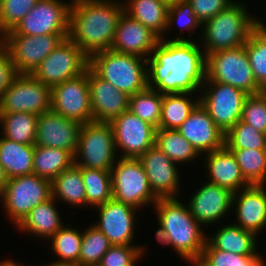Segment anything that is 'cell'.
Instances as JSON below:
<instances>
[{
	"instance_id": "1",
	"label": "cell",
	"mask_w": 266,
	"mask_h": 266,
	"mask_svg": "<svg viewBox=\"0 0 266 266\" xmlns=\"http://www.w3.org/2000/svg\"><path fill=\"white\" fill-rule=\"evenodd\" d=\"M200 47L183 36H163L147 59L148 88L161 94L200 93L206 79V56Z\"/></svg>"
},
{
	"instance_id": "2",
	"label": "cell",
	"mask_w": 266,
	"mask_h": 266,
	"mask_svg": "<svg viewBox=\"0 0 266 266\" xmlns=\"http://www.w3.org/2000/svg\"><path fill=\"white\" fill-rule=\"evenodd\" d=\"M123 11L119 0H72L68 38L89 58L109 50Z\"/></svg>"
},
{
	"instance_id": "3",
	"label": "cell",
	"mask_w": 266,
	"mask_h": 266,
	"mask_svg": "<svg viewBox=\"0 0 266 266\" xmlns=\"http://www.w3.org/2000/svg\"><path fill=\"white\" fill-rule=\"evenodd\" d=\"M154 207L160 226L155 233L158 242L172 246L179 256L194 266L202 256L207 238L202 225L178 198H160Z\"/></svg>"
},
{
	"instance_id": "4",
	"label": "cell",
	"mask_w": 266,
	"mask_h": 266,
	"mask_svg": "<svg viewBox=\"0 0 266 266\" xmlns=\"http://www.w3.org/2000/svg\"><path fill=\"white\" fill-rule=\"evenodd\" d=\"M260 19L251 17L245 5L234 2L213 18L203 23L201 35L205 56L225 49L245 45L251 31L260 23Z\"/></svg>"
},
{
	"instance_id": "5",
	"label": "cell",
	"mask_w": 266,
	"mask_h": 266,
	"mask_svg": "<svg viewBox=\"0 0 266 266\" xmlns=\"http://www.w3.org/2000/svg\"><path fill=\"white\" fill-rule=\"evenodd\" d=\"M89 67L128 96L148 87L147 59L143 57L109 49L93 54L89 58Z\"/></svg>"
},
{
	"instance_id": "6",
	"label": "cell",
	"mask_w": 266,
	"mask_h": 266,
	"mask_svg": "<svg viewBox=\"0 0 266 266\" xmlns=\"http://www.w3.org/2000/svg\"><path fill=\"white\" fill-rule=\"evenodd\" d=\"M231 85L248 95L258 94L263 90L255 81L246 43L243 46L213 52L206 56V79Z\"/></svg>"
},
{
	"instance_id": "7",
	"label": "cell",
	"mask_w": 266,
	"mask_h": 266,
	"mask_svg": "<svg viewBox=\"0 0 266 266\" xmlns=\"http://www.w3.org/2000/svg\"><path fill=\"white\" fill-rule=\"evenodd\" d=\"M116 154L114 130L110 122L93 120L82 124L74 164L111 171L116 158H119Z\"/></svg>"
},
{
	"instance_id": "8",
	"label": "cell",
	"mask_w": 266,
	"mask_h": 266,
	"mask_svg": "<svg viewBox=\"0 0 266 266\" xmlns=\"http://www.w3.org/2000/svg\"><path fill=\"white\" fill-rule=\"evenodd\" d=\"M112 199L137 209L155 204L144 167L139 159L117 158L111 168Z\"/></svg>"
},
{
	"instance_id": "9",
	"label": "cell",
	"mask_w": 266,
	"mask_h": 266,
	"mask_svg": "<svg viewBox=\"0 0 266 266\" xmlns=\"http://www.w3.org/2000/svg\"><path fill=\"white\" fill-rule=\"evenodd\" d=\"M51 197V181L32 173L8 179L0 199L10 220L17 226L34 207Z\"/></svg>"
},
{
	"instance_id": "10",
	"label": "cell",
	"mask_w": 266,
	"mask_h": 266,
	"mask_svg": "<svg viewBox=\"0 0 266 266\" xmlns=\"http://www.w3.org/2000/svg\"><path fill=\"white\" fill-rule=\"evenodd\" d=\"M89 67V57L69 38L64 39L34 69L31 75L52 88L80 76Z\"/></svg>"
},
{
	"instance_id": "11",
	"label": "cell",
	"mask_w": 266,
	"mask_h": 266,
	"mask_svg": "<svg viewBox=\"0 0 266 266\" xmlns=\"http://www.w3.org/2000/svg\"><path fill=\"white\" fill-rule=\"evenodd\" d=\"M66 38L68 34H4L1 36V45L9 52L17 74H31Z\"/></svg>"
},
{
	"instance_id": "12",
	"label": "cell",
	"mask_w": 266,
	"mask_h": 266,
	"mask_svg": "<svg viewBox=\"0 0 266 266\" xmlns=\"http://www.w3.org/2000/svg\"><path fill=\"white\" fill-rule=\"evenodd\" d=\"M200 94L201 105L223 132L241 120L243 104L248 96L244 91L228 84L204 81Z\"/></svg>"
},
{
	"instance_id": "13",
	"label": "cell",
	"mask_w": 266,
	"mask_h": 266,
	"mask_svg": "<svg viewBox=\"0 0 266 266\" xmlns=\"http://www.w3.org/2000/svg\"><path fill=\"white\" fill-rule=\"evenodd\" d=\"M51 110V88L31 74H17L0 99V113L29 112L40 115Z\"/></svg>"
},
{
	"instance_id": "14",
	"label": "cell",
	"mask_w": 266,
	"mask_h": 266,
	"mask_svg": "<svg viewBox=\"0 0 266 266\" xmlns=\"http://www.w3.org/2000/svg\"><path fill=\"white\" fill-rule=\"evenodd\" d=\"M70 6L71 3L60 0H39L29 13L5 34H69Z\"/></svg>"
},
{
	"instance_id": "15",
	"label": "cell",
	"mask_w": 266,
	"mask_h": 266,
	"mask_svg": "<svg viewBox=\"0 0 266 266\" xmlns=\"http://www.w3.org/2000/svg\"><path fill=\"white\" fill-rule=\"evenodd\" d=\"M110 124L114 130L116 151H122L120 158L138 159L155 144L157 128L130 110L115 117Z\"/></svg>"
},
{
	"instance_id": "16",
	"label": "cell",
	"mask_w": 266,
	"mask_h": 266,
	"mask_svg": "<svg viewBox=\"0 0 266 266\" xmlns=\"http://www.w3.org/2000/svg\"><path fill=\"white\" fill-rule=\"evenodd\" d=\"M51 110L82 124L93 121L88 69L80 76L51 88Z\"/></svg>"
},
{
	"instance_id": "17",
	"label": "cell",
	"mask_w": 266,
	"mask_h": 266,
	"mask_svg": "<svg viewBox=\"0 0 266 266\" xmlns=\"http://www.w3.org/2000/svg\"><path fill=\"white\" fill-rule=\"evenodd\" d=\"M95 208H98L99 219L93 225L108 238L111 245H134L137 208L114 199Z\"/></svg>"
},
{
	"instance_id": "18",
	"label": "cell",
	"mask_w": 266,
	"mask_h": 266,
	"mask_svg": "<svg viewBox=\"0 0 266 266\" xmlns=\"http://www.w3.org/2000/svg\"><path fill=\"white\" fill-rule=\"evenodd\" d=\"M138 159L144 167L150 188L158 199L177 197L180 173L176 163L155 144Z\"/></svg>"
},
{
	"instance_id": "19",
	"label": "cell",
	"mask_w": 266,
	"mask_h": 266,
	"mask_svg": "<svg viewBox=\"0 0 266 266\" xmlns=\"http://www.w3.org/2000/svg\"><path fill=\"white\" fill-rule=\"evenodd\" d=\"M82 123L49 110L39 115L36 128L37 146L66 149L75 155Z\"/></svg>"
},
{
	"instance_id": "20",
	"label": "cell",
	"mask_w": 266,
	"mask_h": 266,
	"mask_svg": "<svg viewBox=\"0 0 266 266\" xmlns=\"http://www.w3.org/2000/svg\"><path fill=\"white\" fill-rule=\"evenodd\" d=\"M90 105L94 121L111 122L129 110V97L88 67Z\"/></svg>"
},
{
	"instance_id": "21",
	"label": "cell",
	"mask_w": 266,
	"mask_h": 266,
	"mask_svg": "<svg viewBox=\"0 0 266 266\" xmlns=\"http://www.w3.org/2000/svg\"><path fill=\"white\" fill-rule=\"evenodd\" d=\"M177 130L200 155L225 146V132L214 123L201 103L194 108Z\"/></svg>"
},
{
	"instance_id": "22",
	"label": "cell",
	"mask_w": 266,
	"mask_h": 266,
	"mask_svg": "<svg viewBox=\"0 0 266 266\" xmlns=\"http://www.w3.org/2000/svg\"><path fill=\"white\" fill-rule=\"evenodd\" d=\"M159 40L154 32L123 11L110 49L148 59Z\"/></svg>"
},
{
	"instance_id": "23",
	"label": "cell",
	"mask_w": 266,
	"mask_h": 266,
	"mask_svg": "<svg viewBox=\"0 0 266 266\" xmlns=\"http://www.w3.org/2000/svg\"><path fill=\"white\" fill-rule=\"evenodd\" d=\"M191 196L188 202L191 215L203 226L218 222L233 209V192L207 182ZM231 209V210H230Z\"/></svg>"
},
{
	"instance_id": "24",
	"label": "cell",
	"mask_w": 266,
	"mask_h": 266,
	"mask_svg": "<svg viewBox=\"0 0 266 266\" xmlns=\"http://www.w3.org/2000/svg\"><path fill=\"white\" fill-rule=\"evenodd\" d=\"M265 185H250L233 193L232 206H235L237 222L244 230L258 236L266 228V189Z\"/></svg>"
},
{
	"instance_id": "25",
	"label": "cell",
	"mask_w": 266,
	"mask_h": 266,
	"mask_svg": "<svg viewBox=\"0 0 266 266\" xmlns=\"http://www.w3.org/2000/svg\"><path fill=\"white\" fill-rule=\"evenodd\" d=\"M204 161L208 174V182L229 189L235 193L250 186L242 175L240 166L231 150L226 146L207 153Z\"/></svg>"
},
{
	"instance_id": "26",
	"label": "cell",
	"mask_w": 266,
	"mask_h": 266,
	"mask_svg": "<svg viewBox=\"0 0 266 266\" xmlns=\"http://www.w3.org/2000/svg\"><path fill=\"white\" fill-rule=\"evenodd\" d=\"M56 199L51 197L47 201L34 207L30 213L15 227L22 232H30L39 239H50L63 226L61 215L56 208Z\"/></svg>"
},
{
	"instance_id": "27",
	"label": "cell",
	"mask_w": 266,
	"mask_h": 266,
	"mask_svg": "<svg viewBox=\"0 0 266 266\" xmlns=\"http://www.w3.org/2000/svg\"><path fill=\"white\" fill-rule=\"evenodd\" d=\"M124 3L125 13L149 28L160 39L165 35L169 8L166 1L127 0Z\"/></svg>"
},
{
	"instance_id": "28",
	"label": "cell",
	"mask_w": 266,
	"mask_h": 266,
	"mask_svg": "<svg viewBox=\"0 0 266 266\" xmlns=\"http://www.w3.org/2000/svg\"><path fill=\"white\" fill-rule=\"evenodd\" d=\"M35 144L26 145L0 138V164L8 179L33 173Z\"/></svg>"
},
{
	"instance_id": "29",
	"label": "cell",
	"mask_w": 266,
	"mask_h": 266,
	"mask_svg": "<svg viewBox=\"0 0 266 266\" xmlns=\"http://www.w3.org/2000/svg\"><path fill=\"white\" fill-rule=\"evenodd\" d=\"M215 233L206 238L215 249L244 256H253L257 252L256 235L236 224L228 223Z\"/></svg>"
},
{
	"instance_id": "30",
	"label": "cell",
	"mask_w": 266,
	"mask_h": 266,
	"mask_svg": "<svg viewBox=\"0 0 266 266\" xmlns=\"http://www.w3.org/2000/svg\"><path fill=\"white\" fill-rule=\"evenodd\" d=\"M52 197L72 206H86V191L80 167L73 164L51 181Z\"/></svg>"
},
{
	"instance_id": "31",
	"label": "cell",
	"mask_w": 266,
	"mask_h": 266,
	"mask_svg": "<svg viewBox=\"0 0 266 266\" xmlns=\"http://www.w3.org/2000/svg\"><path fill=\"white\" fill-rule=\"evenodd\" d=\"M73 164L74 155L68 150L35 145L33 174L52 181Z\"/></svg>"
},
{
	"instance_id": "32",
	"label": "cell",
	"mask_w": 266,
	"mask_h": 266,
	"mask_svg": "<svg viewBox=\"0 0 266 266\" xmlns=\"http://www.w3.org/2000/svg\"><path fill=\"white\" fill-rule=\"evenodd\" d=\"M192 95L195 93L163 94L158 128L177 130L200 103V98L192 99Z\"/></svg>"
},
{
	"instance_id": "33",
	"label": "cell",
	"mask_w": 266,
	"mask_h": 266,
	"mask_svg": "<svg viewBox=\"0 0 266 266\" xmlns=\"http://www.w3.org/2000/svg\"><path fill=\"white\" fill-rule=\"evenodd\" d=\"M38 117L29 112L0 113L2 136L17 143L35 144Z\"/></svg>"
},
{
	"instance_id": "34",
	"label": "cell",
	"mask_w": 266,
	"mask_h": 266,
	"mask_svg": "<svg viewBox=\"0 0 266 266\" xmlns=\"http://www.w3.org/2000/svg\"><path fill=\"white\" fill-rule=\"evenodd\" d=\"M155 145L176 164H185L201 156L178 130L158 128Z\"/></svg>"
},
{
	"instance_id": "35",
	"label": "cell",
	"mask_w": 266,
	"mask_h": 266,
	"mask_svg": "<svg viewBox=\"0 0 266 266\" xmlns=\"http://www.w3.org/2000/svg\"><path fill=\"white\" fill-rule=\"evenodd\" d=\"M246 53L258 86L266 87V25L261 21L250 33Z\"/></svg>"
},
{
	"instance_id": "36",
	"label": "cell",
	"mask_w": 266,
	"mask_h": 266,
	"mask_svg": "<svg viewBox=\"0 0 266 266\" xmlns=\"http://www.w3.org/2000/svg\"><path fill=\"white\" fill-rule=\"evenodd\" d=\"M86 191V205L99 206L112 199L111 171L80 167Z\"/></svg>"
},
{
	"instance_id": "37",
	"label": "cell",
	"mask_w": 266,
	"mask_h": 266,
	"mask_svg": "<svg viewBox=\"0 0 266 266\" xmlns=\"http://www.w3.org/2000/svg\"><path fill=\"white\" fill-rule=\"evenodd\" d=\"M250 185L266 183V149H229Z\"/></svg>"
},
{
	"instance_id": "38",
	"label": "cell",
	"mask_w": 266,
	"mask_h": 266,
	"mask_svg": "<svg viewBox=\"0 0 266 266\" xmlns=\"http://www.w3.org/2000/svg\"><path fill=\"white\" fill-rule=\"evenodd\" d=\"M162 101L163 94L147 87L129 97V110L141 120L158 129L161 120Z\"/></svg>"
},
{
	"instance_id": "39",
	"label": "cell",
	"mask_w": 266,
	"mask_h": 266,
	"mask_svg": "<svg viewBox=\"0 0 266 266\" xmlns=\"http://www.w3.org/2000/svg\"><path fill=\"white\" fill-rule=\"evenodd\" d=\"M258 251L253 256L215 249L207 240L200 260L194 266H265Z\"/></svg>"
},
{
	"instance_id": "40",
	"label": "cell",
	"mask_w": 266,
	"mask_h": 266,
	"mask_svg": "<svg viewBox=\"0 0 266 266\" xmlns=\"http://www.w3.org/2000/svg\"><path fill=\"white\" fill-rule=\"evenodd\" d=\"M63 226L49 241H51V252L56 254L59 262H79L82 243V231Z\"/></svg>"
},
{
	"instance_id": "41",
	"label": "cell",
	"mask_w": 266,
	"mask_h": 266,
	"mask_svg": "<svg viewBox=\"0 0 266 266\" xmlns=\"http://www.w3.org/2000/svg\"><path fill=\"white\" fill-rule=\"evenodd\" d=\"M112 245L108 238L94 225L82 232L79 264L81 266H97Z\"/></svg>"
},
{
	"instance_id": "42",
	"label": "cell",
	"mask_w": 266,
	"mask_h": 266,
	"mask_svg": "<svg viewBox=\"0 0 266 266\" xmlns=\"http://www.w3.org/2000/svg\"><path fill=\"white\" fill-rule=\"evenodd\" d=\"M228 149H266V134L239 120L225 133Z\"/></svg>"
},
{
	"instance_id": "43",
	"label": "cell",
	"mask_w": 266,
	"mask_h": 266,
	"mask_svg": "<svg viewBox=\"0 0 266 266\" xmlns=\"http://www.w3.org/2000/svg\"><path fill=\"white\" fill-rule=\"evenodd\" d=\"M39 0H1L0 36L12 30Z\"/></svg>"
},
{
	"instance_id": "44",
	"label": "cell",
	"mask_w": 266,
	"mask_h": 266,
	"mask_svg": "<svg viewBox=\"0 0 266 266\" xmlns=\"http://www.w3.org/2000/svg\"><path fill=\"white\" fill-rule=\"evenodd\" d=\"M241 121L266 134V95L263 92L246 97Z\"/></svg>"
},
{
	"instance_id": "45",
	"label": "cell",
	"mask_w": 266,
	"mask_h": 266,
	"mask_svg": "<svg viewBox=\"0 0 266 266\" xmlns=\"http://www.w3.org/2000/svg\"><path fill=\"white\" fill-rule=\"evenodd\" d=\"M144 251L140 245H112L97 266H135Z\"/></svg>"
},
{
	"instance_id": "46",
	"label": "cell",
	"mask_w": 266,
	"mask_h": 266,
	"mask_svg": "<svg viewBox=\"0 0 266 266\" xmlns=\"http://www.w3.org/2000/svg\"><path fill=\"white\" fill-rule=\"evenodd\" d=\"M175 22H177L182 29L190 31L189 37L191 34L195 33L194 29L202 28L203 25L194 14L192 6L188 1L169 5L166 31H169L172 25H177Z\"/></svg>"
},
{
	"instance_id": "47",
	"label": "cell",
	"mask_w": 266,
	"mask_h": 266,
	"mask_svg": "<svg viewBox=\"0 0 266 266\" xmlns=\"http://www.w3.org/2000/svg\"><path fill=\"white\" fill-rule=\"evenodd\" d=\"M196 17L203 24L221 11L228 8L235 0H187Z\"/></svg>"
},
{
	"instance_id": "48",
	"label": "cell",
	"mask_w": 266,
	"mask_h": 266,
	"mask_svg": "<svg viewBox=\"0 0 266 266\" xmlns=\"http://www.w3.org/2000/svg\"><path fill=\"white\" fill-rule=\"evenodd\" d=\"M16 75L9 52L0 45V99Z\"/></svg>"
},
{
	"instance_id": "49",
	"label": "cell",
	"mask_w": 266,
	"mask_h": 266,
	"mask_svg": "<svg viewBox=\"0 0 266 266\" xmlns=\"http://www.w3.org/2000/svg\"><path fill=\"white\" fill-rule=\"evenodd\" d=\"M7 180H8V178L6 177L4 169H3L2 165L0 164V196L2 195V193L6 187Z\"/></svg>"
},
{
	"instance_id": "50",
	"label": "cell",
	"mask_w": 266,
	"mask_h": 266,
	"mask_svg": "<svg viewBox=\"0 0 266 266\" xmlns=\"http://www.w3.org/2000/svg\"><path fill=\"white\" fill-rule=\"evenodd\" d=\"M47 266H81L79 263H74V262H59L56 261L54 263H50Z\"/></svg>"
},
{
	"instance_id": "51",
	"label": "cell",
	"mask_w": 266,
	"mask_h": 266,
	"mask_svg": "<svg viewBox=\"0 0 266 266\" xmlns=\"http://www.w3.org/2000/svg\"><path fill=\"white\" fill-rule=\"evenodd\" d=\"M0 266H23L22 264H18L13 260H2L0 262Z\"/></svg>"
},
{
	"instance_id": "52",
	"label": "cell",
	"mask_w": 266,
	"mask_h": 266,
	"mask_svg": "<svg viewBox=\"0 0 266 266\" xmlns=\"http://www.w3.org/2000/svg\"><path fill=\"white\" fill-rule=\"evenodd\" d=\"M165 1L168 5H171L174 3L183 2V1H187V0H165Z\"/></svg>"
},
{
	"instance_id": "53",
	"label": "cell",
	"mask_w": 266,
	"mask_h": 266,
	"mask_svg": "<svg viewBox=\"0 0 266 266\" xmlns=\"http://www.w3.org/2000/svg\"><path fill=\"white\" fill-rule=\"evenodd\" d=\"M263 93L266 95V87L263 89Z\"/></svg>"
}]
</instances>
